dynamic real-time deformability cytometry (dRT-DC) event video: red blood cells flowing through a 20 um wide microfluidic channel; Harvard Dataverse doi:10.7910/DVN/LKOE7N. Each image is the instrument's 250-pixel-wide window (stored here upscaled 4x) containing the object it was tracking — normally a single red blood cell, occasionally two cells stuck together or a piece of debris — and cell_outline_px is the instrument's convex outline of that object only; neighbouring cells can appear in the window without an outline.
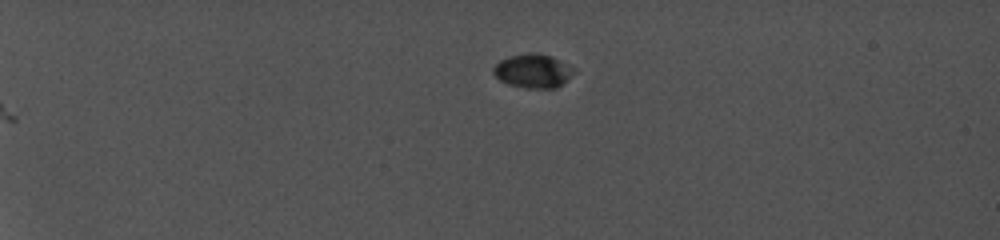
{"species": "common noctule bat (a hibernating species)", "species_latin": "Nyctalus noctula", "temperature_condition": "cold", "stored_images_in_passage": 21, "camera_frame_rate_fps": 5000, "um_per_image_px": 0.085, "animal": {"sex": "female", "body_mass_g": 19.0, "forearm_length_mm": 56.7}, "frame": {"image": 1, "passage_image": 1, "time_ms": 0.0, "image_size_px": [1000, 240], "cell_outline_px": [[576, 72], [568, 80], [556, 88], [528, 88], [508, 84], [500, 80], [492, 72], [492, 68], [500, 60], [508, 56], [528, 52], [536, 52], [552, 56], [576, 68]], "centroid_in_image_um": [45.33, 6.01], "position_along_channel_um": 39.7, "area_um2": 16.18}}
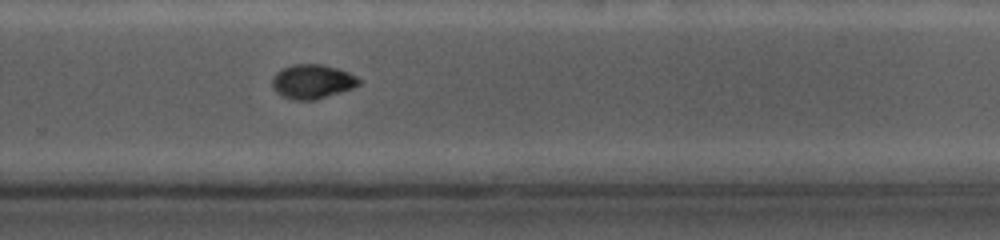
{"frame": {"image": 2, "passage_image": 17, "time_ms": 9.6, "image_size_px": [1000, 240], "cell_outline_px": [[360, 84], [352, 88], [316, 100], [292, 100], [276, 92], [272, 88], [272, 76], [276, 72], [292, 64], [324, 64], [348, 72], [356, 76], [360, 80]], "centroid_in_image_um": [26.53, 6.93], "position_along_channel_um": 303.3, "area_um2": 17.34}}
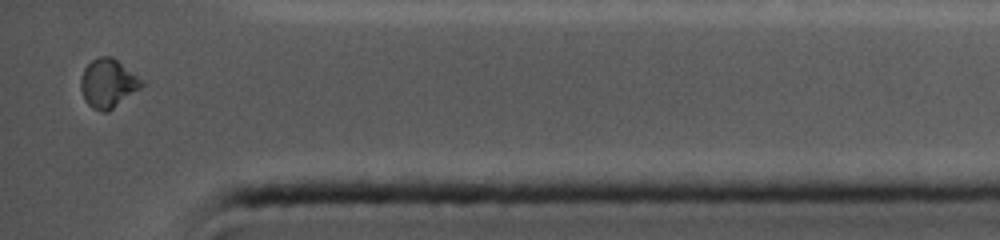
{"frame": {"image": 3, "passage_image": 21, "time_ms": 12.8, "image_size_px": [1000, 240], "cell_outline_px": [[144, 84], [140, 88], [108, 112], [104, 112], [92, 108], [84, 100], [80, 88], [80, 76], [84, 68], [92, 60], [100, 56], [112, 56], [144, 80]], "centroid_in_image_um": [9.17, 7.07], "position_along_channel_um": 426.0, "area_um2": 17.4}, "authors_computed_cell_mechanics": {"area_um2": 16.6464, "velocity_mm_per_s": 3.89, "shape_relaxation_time_tau1_ms": 3.9925, "shape_relaxation_time_tau2_ms": 1.8609, "deformation_change_tau1": 0.1301, "deformation_change_tau2": 0.0361}}